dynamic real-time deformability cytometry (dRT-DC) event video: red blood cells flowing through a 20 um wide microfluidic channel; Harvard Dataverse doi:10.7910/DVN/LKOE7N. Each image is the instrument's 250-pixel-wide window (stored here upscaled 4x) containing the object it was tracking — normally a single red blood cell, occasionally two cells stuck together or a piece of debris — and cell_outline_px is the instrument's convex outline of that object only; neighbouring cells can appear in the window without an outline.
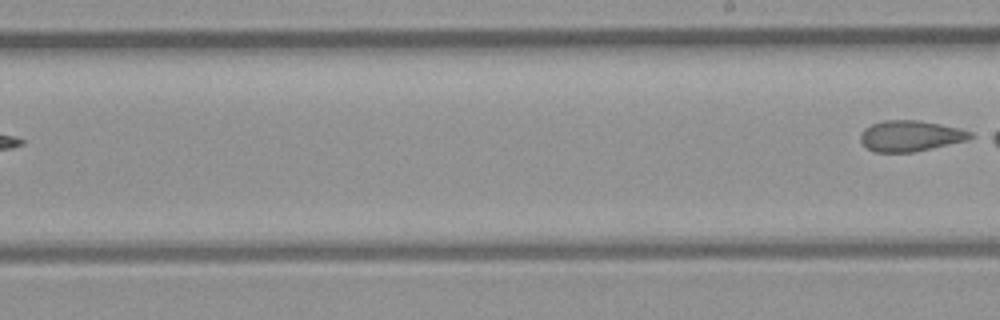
{"species": "common noctule bat (a hibernating species)", "species_latin": "Nyctalus noctula", "temperature_condition": "room temperature", "stored_images_in_passage": 6, "segment_of_instrument_passage": [2, 2], "camera_frame_rate_fps": 3000, "um_per_image_px": 0.085, "animal": {"sex": "female", "body_mass_g": 21.9}, "frame": {"image": 1, "passage_image": 6, "time_ms": 6.667, "image_size_px": [1000, 320], "cell_outline_px": [[976, 136], [968, 140], [932, 148], [912, 152], [876, 152], [868, 148], [860, 140], [860, 136], [864, 128], [872, 124], [884, 120], [920, 120], [960, 128], [972, 132]], "centroid_in_image_um": [77.42, 11.54], "position_along_channel_um": 211.6, "area_um2": 19.77}}